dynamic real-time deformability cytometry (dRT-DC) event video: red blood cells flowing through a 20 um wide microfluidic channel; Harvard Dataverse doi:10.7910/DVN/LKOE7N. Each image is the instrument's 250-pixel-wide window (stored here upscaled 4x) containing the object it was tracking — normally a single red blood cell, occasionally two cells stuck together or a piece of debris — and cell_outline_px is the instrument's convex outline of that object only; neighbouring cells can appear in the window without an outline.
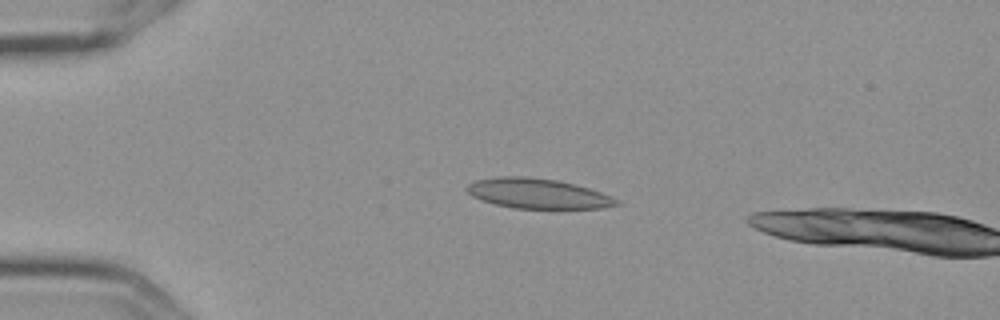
{"species": "Egyptian fruit bat (a non-hibernating species)", "species_latin": "Rousettus aegyptiacus", "temperature_condition": "cold", "stored_images_in_passage": 5, "camera_frame_rate_fps": 3000, "um_per_image_px": 0.085, "frame": {"image": 1, "passage_image": 4, "time_ms": 1.0, "image_size_px": [1000, 320], "cell_outline_px": [[620, 204], [600, 208], [512, 208], [496, 204], [472, 196], [464, 188], [468, 184], [476, 180], [496, 176], [524, 176], [556, 180], [588, 188], [600, 192], [620, 200]], "centroid_in_image_um": [45.68, 16.44], "position_along_channel_um": 39.3, "area_um2": 25.89}}